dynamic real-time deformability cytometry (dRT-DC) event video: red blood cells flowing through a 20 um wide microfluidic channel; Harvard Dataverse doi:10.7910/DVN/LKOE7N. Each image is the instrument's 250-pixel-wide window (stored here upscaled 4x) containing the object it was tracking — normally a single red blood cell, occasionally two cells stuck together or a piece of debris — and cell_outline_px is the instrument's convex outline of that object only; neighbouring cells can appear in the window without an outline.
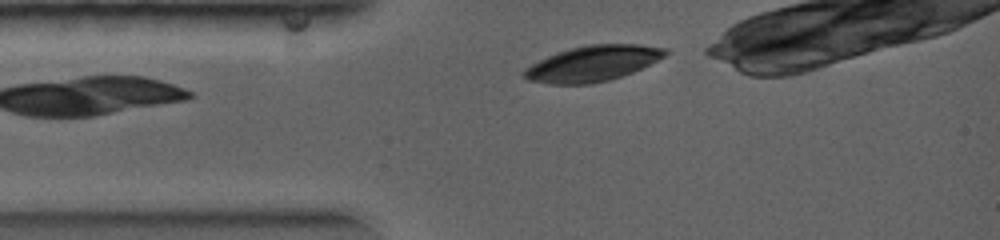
{"species": "common noctule bat (a hibernating species)", "species_latin": "Nyctalus noctula", "temperature_condition": "warm", "stored_images_in_passage": 31, "camera_frame_rate_fps": 5000, "um_per_image_px": 0.085, "animal": {"sex": "female", "body_mass_g": 19.0, "forearm_length_mm": 56.7}, "frame": {"image": 1, "passage_image": 1, "time_ms": 0.0, "image_size_px": [1000, 240], "cell_outline_px": [[668, 52], [664, 56], [632, 72], [608, 80], [588, 84], [548, 84], [528, 80], [520, 72], [524, 68], [556, 52], [568, 48], [584, 44], [640, 44], [668, 48]], "centroid_in_image_um": [50.33, 5.38], "position_along_channel_um": 34.7, "area_um2": 29.25}}
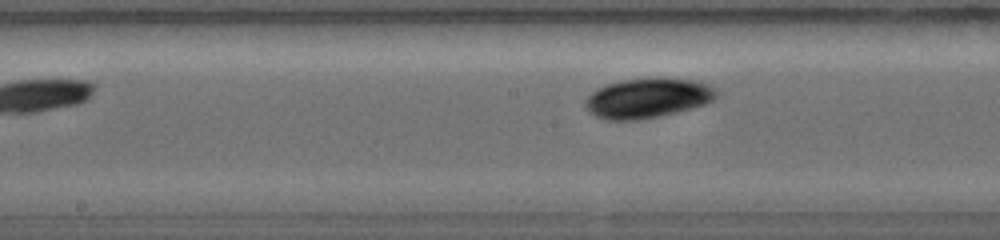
{"frame": {"image": 2, "passage_image": 13, "time_ms": 2.8, "image_size_px": [1000, 240], "cell_outline_px": [[716, 96], [712, 100], [704, 104], [676, 112], [660, 116], [640, 120], [604, 120], [588, 112], [584, 104], [588, 96], [592, 92], [608, 84], [620, 80], [692, 80], [704, 84], [712, 88], [716, 92]], "centroid_in_image_um": [54.96, 8.39], "position_along_channel_um": 193.2, "area_um2": 29.36}}
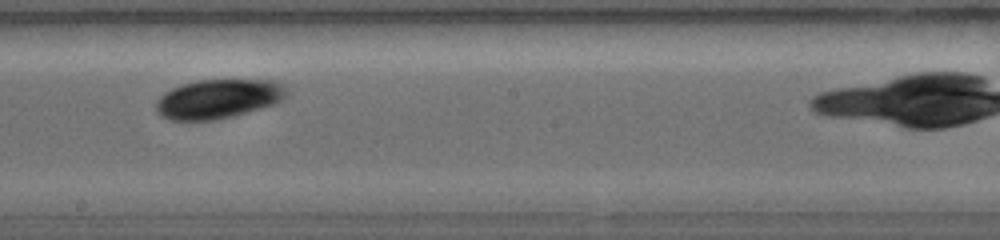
{"frame": {"image": 3, "passage_image": 16, "time_ms": 3.4, "image_size_px": [1000, 240], "cell_outline_px": [[288, 96], [272, 104], [260, 108], [232, 116], [216, 120], [172, 120], [160, 116], [156, 112], [156, 100], [160, 96], [172, 88], [180, 84], [200, 80], [272, 80], [280, 84], [288, 92]], "centroid_in_image_um": [18.5, 8.4], "position_along_channel_um": 229.7, "area_um2": 29.65}}